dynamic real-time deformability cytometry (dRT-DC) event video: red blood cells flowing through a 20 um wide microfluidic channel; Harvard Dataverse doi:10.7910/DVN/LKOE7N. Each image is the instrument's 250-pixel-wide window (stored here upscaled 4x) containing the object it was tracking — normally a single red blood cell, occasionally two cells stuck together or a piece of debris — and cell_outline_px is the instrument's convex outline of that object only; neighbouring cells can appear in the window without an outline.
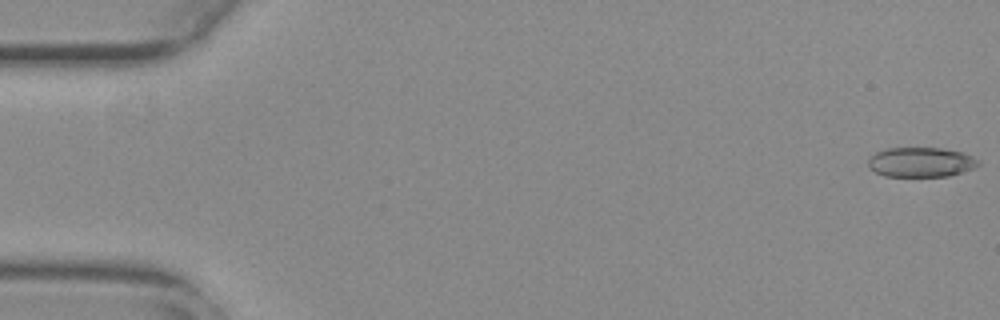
{"species": "common noctule bat (a hibernating species)", "species_latin": "Nyctalus noctula", "temperature_condition": "warm", "stored_images_in_passage": 55, "camera_frame_rate_fps": 3000, "um_per_image_px": 0.085, "animal": {"sex": "female", "body_mass_g": 29.2, "forearm_length_mm": 56.3}, "frame": {"image": 1, "passage_image": 1, "time_ms": 0.0, "image_size_px": [1000, 320], "cell_outline_px": [[980, 164], [976, 168], [964, 172], [948, 176], [884, 176], [876, 172], [868, 164], [868, 160], [876, 152], [884, 148], [940, 148], [960, 152], [972, 156], [980, 160]], "centroid_in_image_um": [78.32, 13.78], "position_along_channel_um": 6.7, "area_um2": 19.07}}
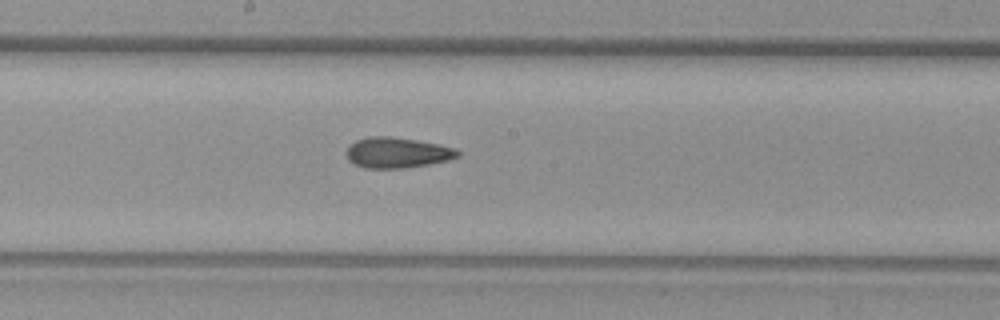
{"frame": {"image": 2, "passage_image": 30, "time_ms": 9.667, "image_size_px": [1000, 320], "cell_outline_px": [[460, 156], [448, 160], [428, 164], [404, 168], [364, 168], [348, 160], [344, 152], [356, 140], [368, 136], [392, 136], [440, 144], [456, 148], [460, 152]], "centroid_in_image_um": [33.76, 12.97], "position_along_channel_um": 214.4, "area_um2": 19.94}}
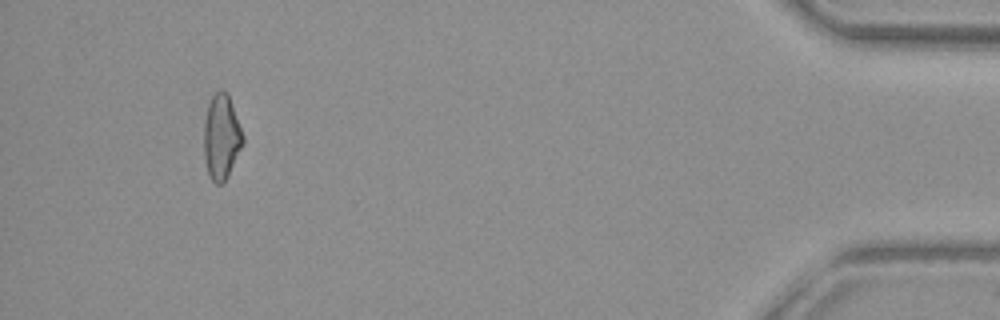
{"frame": {"image": 3, "passage_image": 52, "time_ms": 17.0, "image_size_px": [1000, 320], "cell_outline_px": [[244, 144], [228, 176], [220, 184], [216, 184], [208, 176], [204, 160], [204, 120], [208, 104], [212, 96], [220, 88], [224, 88], [228, 92], [244, 136]], "centroid_in_image_um": [18.82, 11.62], "position_along_channel_um": 416.4, "area_um2": 19.71}, "authors_computed_cell_mechanics": {"area_um2": 19.7676, "velocity_mm_per_s": 3.7687, "shape_relaxation_time_tau1_ms": null, "shape_relaxation_time_tau2_ms": 3.2838, "deformation_change_tau1": null, "deformation_change_tau2": 0.1174}}